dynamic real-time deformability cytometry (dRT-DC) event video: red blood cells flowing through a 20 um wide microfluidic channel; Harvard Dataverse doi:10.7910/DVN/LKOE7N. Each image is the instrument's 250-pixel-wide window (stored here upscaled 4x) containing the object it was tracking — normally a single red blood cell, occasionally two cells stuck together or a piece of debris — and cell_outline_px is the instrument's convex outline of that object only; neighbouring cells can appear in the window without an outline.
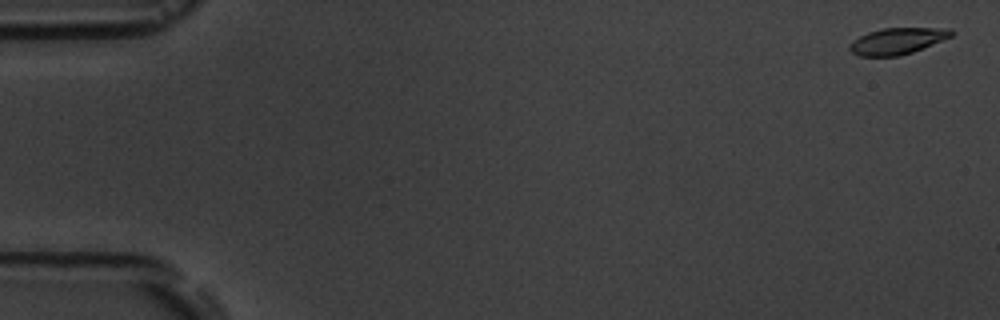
{"species": "common noctule bat (a hibernating species)", "species_latin": "Nyctalus noctula", "temperature_condition": "room temperature", "stored_images_in_passage": 4, "camera_frame_rate_fps": 3000, "um_per_image_px": 0.085, "animal": {"sex": "male", "body_mass_g": 19.5, "forearm_length_mm": 54.6}, "frame": {"image": 1, "passage_image": 1, "time_ms": 0.0, "image_size_px": [1000, 320], "cell_outline_px": [[956, 32], [952, 36], [912, 52], [900, 56], [860, 56], [852, 52], [848, 48], [852, 40], [868, 32], [884, 28], [952, 28]], "centroid_in_image_um": [76.28, 3.48], "position_along_channel_um": 8.7, "area_um2": 15.61}}